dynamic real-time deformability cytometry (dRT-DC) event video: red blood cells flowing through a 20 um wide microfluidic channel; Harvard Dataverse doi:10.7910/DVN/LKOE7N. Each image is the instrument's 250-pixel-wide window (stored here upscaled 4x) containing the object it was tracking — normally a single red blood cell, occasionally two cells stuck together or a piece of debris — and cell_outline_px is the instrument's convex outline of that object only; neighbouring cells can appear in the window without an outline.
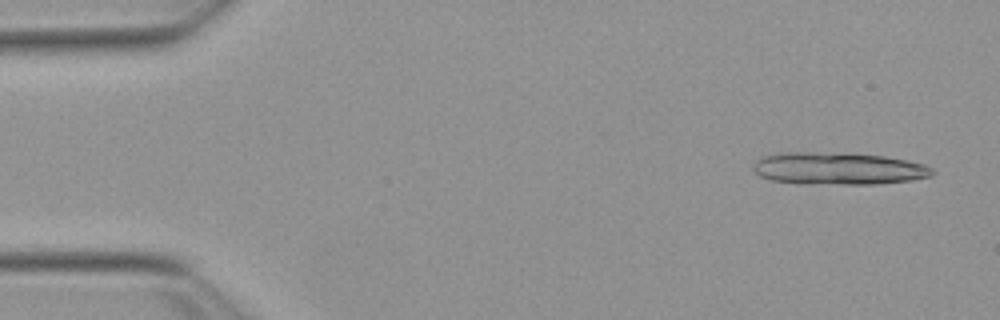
{"species": "Egyptian fruit bat (a non-hibernating species)", "species_latin": "Rousettus aegyptiacus", "temperature_condition": "warm", "stored_images_in_passage": 14, "camera_frame_rate_fps": 3000, "um_per_image_px": 0.085, "animal": {"sex": "female"}, "frame": {"image": 1, "passage_image": 3, "time_ms": 0.667, "image_size_px": [1000, 320], "cell_outline_px": [[936, 172], [932, 176], [912, 180], [876, 184], [844, 184], [772, 180], [760, 176], [752, 168], [756, 160], [760, 156], [780, 152], [852, 152], [884, 156], [908, 160], [924, 164], [932, 168]], "centroid_in_image_um": [71.31, 14.29], "position_along_channel_um": 13.7, "area_um2": 33.81}}